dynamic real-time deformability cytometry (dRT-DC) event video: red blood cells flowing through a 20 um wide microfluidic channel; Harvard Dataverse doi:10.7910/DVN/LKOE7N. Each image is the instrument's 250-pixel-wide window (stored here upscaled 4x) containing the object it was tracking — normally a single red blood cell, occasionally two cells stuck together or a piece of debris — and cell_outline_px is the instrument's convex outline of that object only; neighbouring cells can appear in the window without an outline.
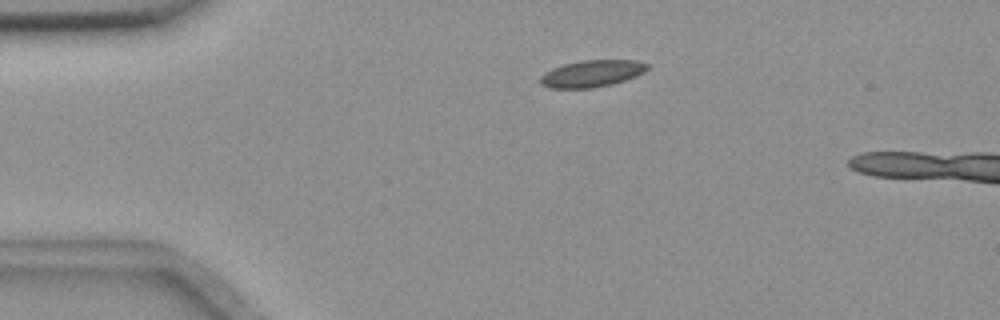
{"species": "common noctule bat (a hibernating species)", "species_latin": "Nyctalus noctula", "temperature_condition": "room temperature", "stored_images_in_passage": 35, "camera_frame_rate_fps": 3000, "um_per_image_px": 0.085, "animal": {"sex": "female", "body_mass_g": 18.4}, "frame": {"image": 1, "passage_image": 1, "time_ms": 0.0, "image_size_px": [1000, 320], "cell_outline_px": [[648, 68], [644, 72], [636, 76], [612, 84], [592, 88], [548, 88], [540, 84], [540, 76], [544, 72], [552, 68], [564, 64], [580, 60], [636, 60], [648, 64]], "centroid_in_image_um": [50.28, 6.25], "position_along_channel_um": 34.7, "area_um2": 16.82}}
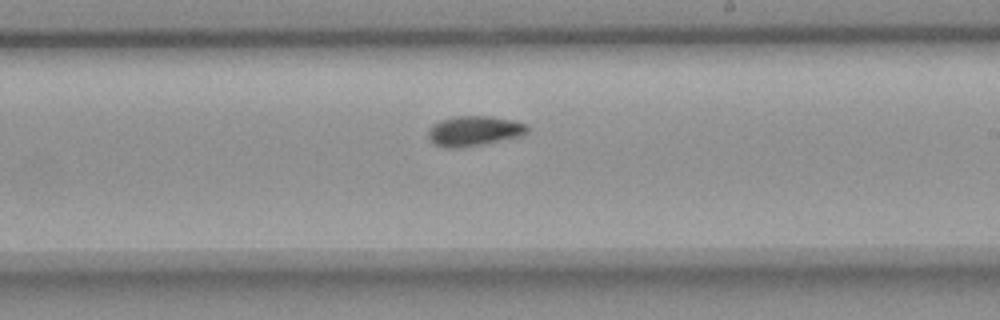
{"frame": {"image": 2, "passage_image": 22, "time_ms": 7.0, "image_size_px": [1000, 320], "cell_outline_px": [[528, 132], [520, 136], [480, 144], [456, 148], [444, 148], [436, 144], [428, 136], [428, 128], [432, 124], [440, 120], [456, 116], [492, 116], [516, 120], [528, 124]], "centroid_in_image_um": [40.31, 11.1], "position_along_channel_um": 248.7, "area_um2": 17.34}}
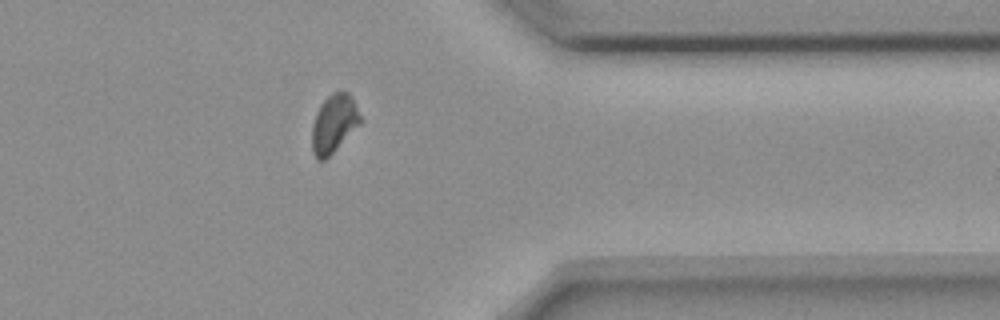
{"frame": {"image": 3, "passage_image": 34, "time_ms": 11.0, "image_size_px": [1000, 320], "cell_outline_px": [[360, 124], [324, 160], [316, 160], [312, 152], [312, 124], [316, 112], [320, 104], [332, 92], [348, 92], [352, 96], [360, 116]], "centroid_in_image_um": [28.35, 10.5], "position_along_channel_um": 383.1, "area_um2": 16.18}, "authors_computed_cell_mechanics": {"area_um2": 16.9932, "velocity_mm_per_s": 3.6365, "shape_relaxation_time_tau1_ms": 8.9492, "shape_relaxation_time_tau2_ms": 7.0644, "deformation_change_tau1": 0.136, "deformation_change_tau2": 0.0909}}